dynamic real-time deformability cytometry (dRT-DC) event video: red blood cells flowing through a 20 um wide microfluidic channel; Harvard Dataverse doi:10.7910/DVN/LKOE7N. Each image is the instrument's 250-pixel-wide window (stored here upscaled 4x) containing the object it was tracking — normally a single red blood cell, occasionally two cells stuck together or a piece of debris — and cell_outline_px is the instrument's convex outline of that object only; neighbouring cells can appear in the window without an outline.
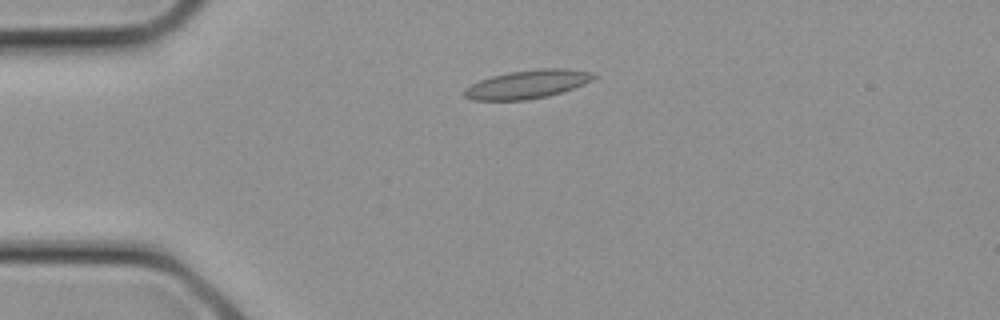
{"species": "common noctule bat (a hibernating species)", "species_latin": "Nyctalus noctula", "temperature_condition": "cold", "stored_images_in_passage": 24, "camera_frame_rate_fps": 3000, "um_per_image_px": 0.085, "animal": {"sex": "female", "body_mass_g": 21.9}, "frame": {"image": 1, "passage_image": 3, "time_ms": 0.667, "image_size_px": [1000, 320], "cell_outline_px": [[596, 76], [592, 80], [584, 84], [548, 96], [524, 100], [472, 100], [464, 96], [464, 88], [480, 80], [492, 76], [508, 72], [540, 68], [564, 68], [592, 72]], "centroid_in_image_um": [44.81, 7.15], "position_along_channel_um": 40.2, "area_um2": 21.33}}
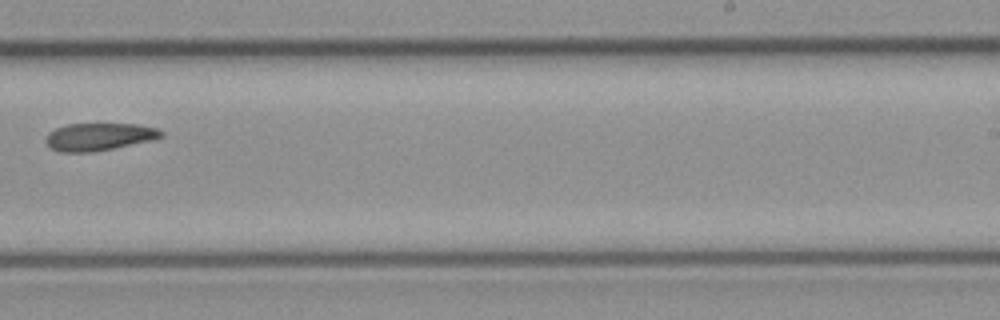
{"frame": {"image": 2, "passage_image": 14, "time_ms": 4.333, "image_size_px": [1000, 320], "cell_outline_px": [[164, 136], [152, 140], [92, 152], [60, 152], [52, 148], [44, 140], [48, 132], [56, 128], [68, 124], [136, 124], [156, 128], [164, 132]], "centroid_in_image_um": [8.41, 11.62], "position_along_channel_um": 280.6, "area_um2": 18.38}}
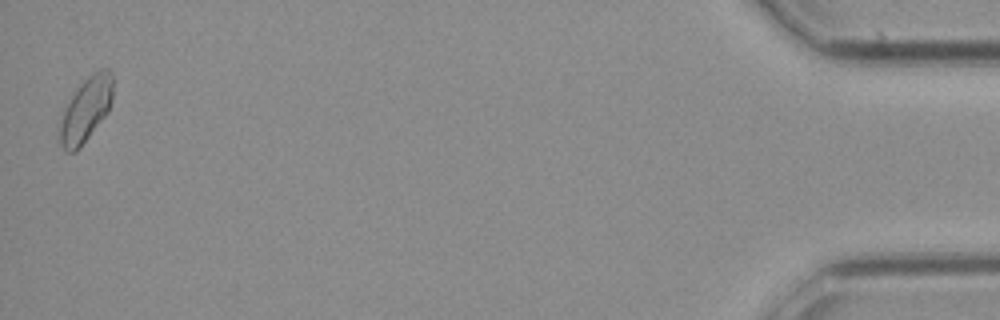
{"frame": {"image": 3, "passage_image": 24, "time_ms": 7.667, "image_size_px": [1000, 320], "cell_outline_px": [[112, 100], [108, 112], [80, 148], [76, 152], [64, 152], [60, 144], [60, 124], [64, 108], [80, 84], [88, 76], [100, 68], [108, 68], [112, 72]], "centroid_in_image_um": [7.31, 9.33], "position_along_channel_um": 427.9, "area_um2": 19.88}}